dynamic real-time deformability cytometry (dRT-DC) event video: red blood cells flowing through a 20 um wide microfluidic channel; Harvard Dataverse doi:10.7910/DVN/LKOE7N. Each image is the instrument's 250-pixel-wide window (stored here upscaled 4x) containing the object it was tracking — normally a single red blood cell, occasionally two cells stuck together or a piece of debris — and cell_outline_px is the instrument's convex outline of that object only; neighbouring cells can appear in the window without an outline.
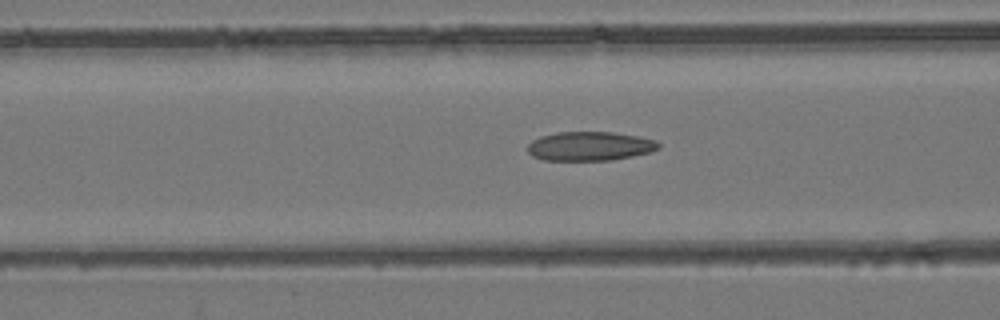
{"species": "common noctule bat (a hibernating species)", "species_latin": "Nyctalus noctula", "temperature_condition": "room temperature", "stored_images_in_passage": 53, "camera_frame_rate_fps": 3000, "um_per_image_px": 0.085, "animal": {"sex": "female", "body_mass_g": 24.6, "forearm_length_mm": 56.2}, "frame": {"image": 1, "passage_image": 21, "time_ms": 6.667, "image_size_px": [1000, 320], "cell_outline_px": [[660, 148], [652, 152], [612, 160], [544, 160], [532, 156], [528, 152], [528, 144], [532, 140], [540, 136], [556, 132], [612, 132], [636, 136], [656, 140], [660, 144]], "centroid_in_image_um": [50.14, 12.42], "position_along_channel_um": 116.5, "area_um2": 22.25}}
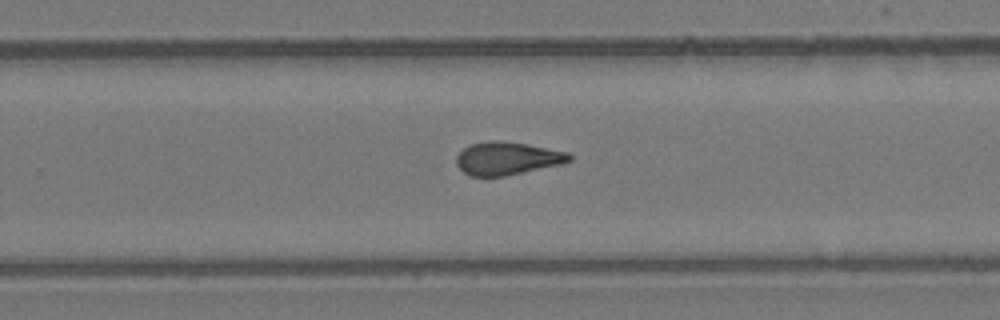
{"frame": {"image": 2, "passage_image": 34, "time_ms": 11.0, "image_size_px": [1000, 320], "cell_outline_px": [[572, 160], [564, 164], [504, 176], [472, 176], [464, 172], [456, 164], [456, 156], [464, 148], [472, 144], [488, 140], [496, 140], [524, 144], [568, 152], [572, 156]], "centroid_in_image_um": [43.13, 13.47], "position_along_channel_um": 286.7, "area_um2": 21.56}}
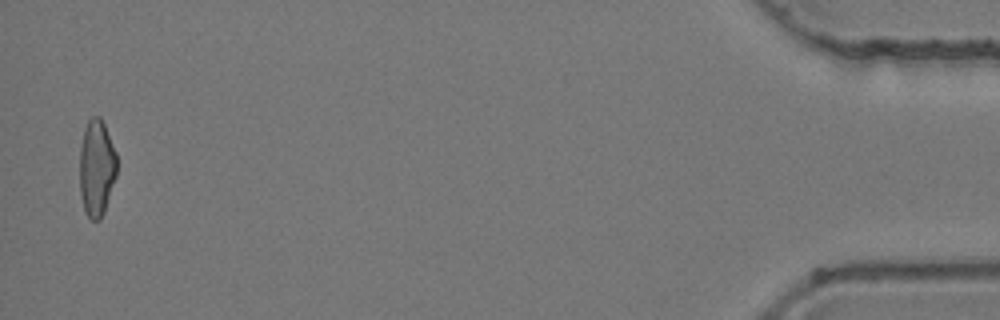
{"frame": {"image": 3, "passage_image": 52, "time_ms": 17.0, "image_size_px": [1000, 320], "cell_outline_px": [[116, 176], [104, 212], [100, 220], [92, 220], [84, 212], [80, 192], [80, 148], [84, 128], [88, 120], [92, 116], [100, 116], [104, 124], [116, 152]], "centroid_in_image_um": [8.2, 14.27], "position_along_channel_um": 427.0, "area_um2": 20.98}, "authors_computed_cell_mechanics": {"area_um2": 21.8484, "velocity_mm_per_s": 3.9116, "shape_relaxation_time_tau1_ms": null, "shape_relaxation_time_tau2_ms": 2.4127, "deformation_change_tau1": null, "deformation_change_tau2": 0.1108}}